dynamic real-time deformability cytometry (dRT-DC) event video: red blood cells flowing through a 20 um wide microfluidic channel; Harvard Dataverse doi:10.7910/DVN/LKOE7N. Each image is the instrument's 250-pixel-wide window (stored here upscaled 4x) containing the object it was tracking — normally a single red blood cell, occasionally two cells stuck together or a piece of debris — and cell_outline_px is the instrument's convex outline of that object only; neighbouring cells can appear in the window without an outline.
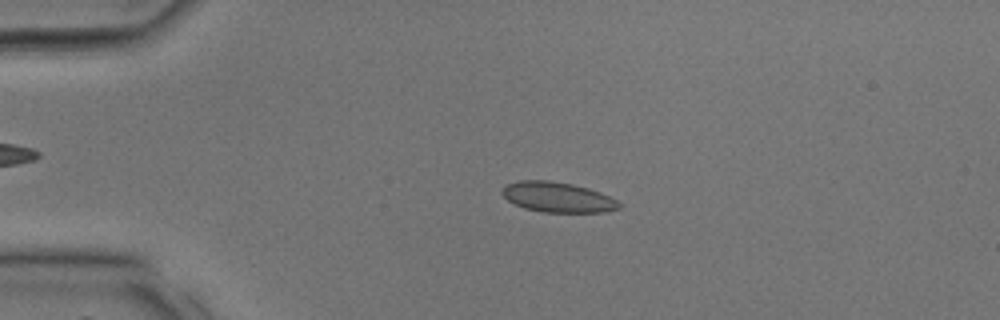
{"species": "common noctule bat (a hibernating species)", "species_latin": "Nyctalus noctula", "temperature_condition": "room temperature", "stored_images_in_passage": 35, "camera_frame_rate_fps": 3000, "um_per_image_px": 0.085, "animal": {"sex": "male", "body_mass_g": 17.9, "forearm_length_mm": 54.2}, "frame": {"image": 1, "passage_image": 8, "time_ms": 2.333, "image_size_px": [1000, 320], "cell_outline_px": [[620, 208], [604, 212], [544, 212], [524, 208], [508, 200], [500, 192], [508, 184], [520, 180], [548, 180], [572, 184], [588, 188], [600, 192], [616, 200], [620, 204]], "centroid_in_image_um": [47.4, 16.76], "position_along_channel_um": 37.6, "area_um2": 20.35}}
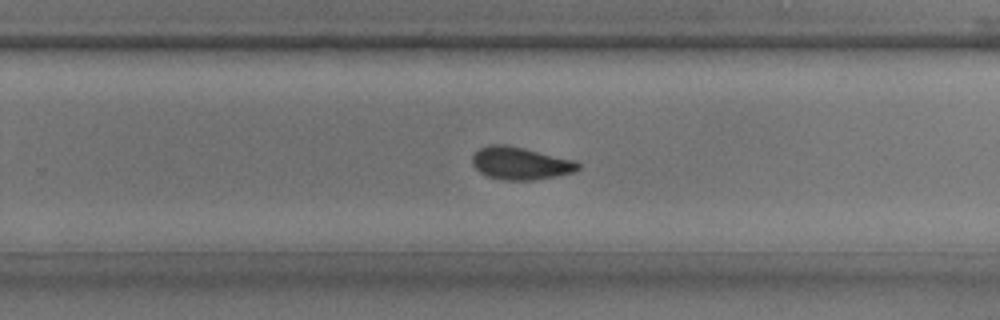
{"frame": {"image": 2, "passage_image": 23, "time_ms": 7.333, "image_size_px": [1000, 320], "cell_outline_px": [[580, 168], [572, 172], [556, 176], [532, 180], [500, 180], [488, 176], [480, 172], [472, 164], [472, 156], [480, 148], [488, 144], [508, 144], [576, 160], [580, 164]], "centroid_in_image_um": [44.23, 13.87], "position_along_channel_um": 285.6, "area_um2": 20.23}}
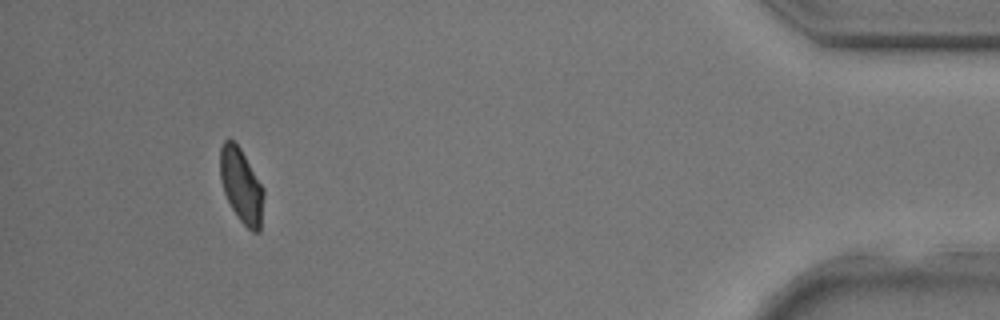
{"frame": {"image": 3, "passage_image": 33, "time_ms": 10.667, "image_size_px": [1000, 320], "cell_outline_px": [[264, 196], [260, 232], [252, 232], [240, 220], [232, 208], [224, 192], [220, 180], [220, 148], [224, 140], [232, 140], [240, 148], [264, 188]], "centroid_in_image_um": [20.52, 15.79], "position_along_channel_um": 414.7, "area_um2": 18.79}}